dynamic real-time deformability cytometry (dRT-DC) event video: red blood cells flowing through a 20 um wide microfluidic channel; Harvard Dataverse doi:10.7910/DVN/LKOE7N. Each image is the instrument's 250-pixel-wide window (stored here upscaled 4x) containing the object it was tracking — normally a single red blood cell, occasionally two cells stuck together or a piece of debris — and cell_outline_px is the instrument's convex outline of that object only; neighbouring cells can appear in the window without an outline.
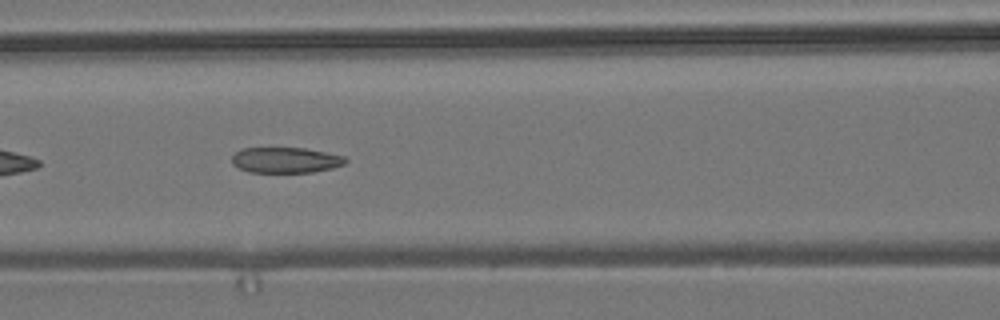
{"species": "common noctule bat (a hibernating species)", "species_latin": "Nyctalus noctula", "temperature_condition": "room temperature", "stored_images_in_passage": 7, "camera_frame_rate_fps": 3000, "um_per_image_px": 0.085, "animal": {"sex": "male", "body_mass_g": 19.2, "forearm_length_mm": 51.8}, "frame": {"image": 1, "passage_image": 7, "time_ms": 6.667, "image_size_px": [1000, 320], "cell_outline_px": [[348, 160], [344, 164], [332, 168], [312, 172], [248, 172], [232, 164], [232, 156], [236, 152], [244, 148], [304, 148], [344, 156]], "centroid_in_image_um": [24.27, 13.61], "position_along_channel_um": 142.3, "area_um2": 16.82}}